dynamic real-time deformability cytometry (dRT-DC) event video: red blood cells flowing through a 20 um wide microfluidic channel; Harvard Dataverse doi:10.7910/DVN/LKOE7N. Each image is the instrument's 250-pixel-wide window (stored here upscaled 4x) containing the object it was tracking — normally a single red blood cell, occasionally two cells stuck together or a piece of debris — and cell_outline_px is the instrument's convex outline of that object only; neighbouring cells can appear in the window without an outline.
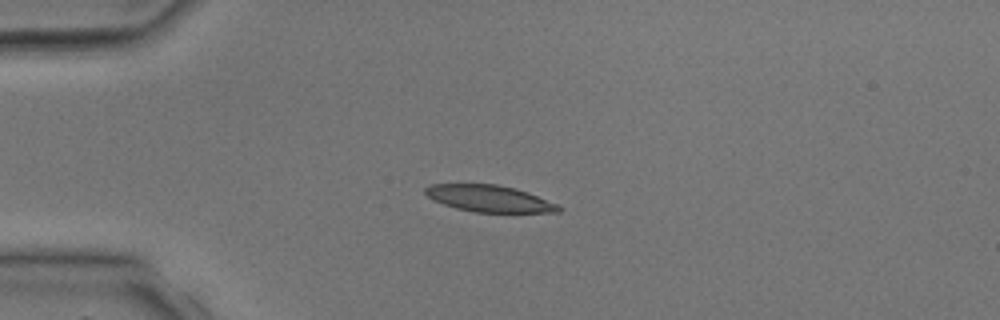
{"species": "common noctule bat (a hibernating species)", "species_latin": "Nyctalus noctula", "temperature_condition": "room temperature", "stored_images_in_passage": 2, "camera_frame_rate_fps": 3000, "um_per_image_px": 0.085, "animal": {"sex": "male", "body_mass_g": 17.9, "forearm_length_mm": 54.2}, "frame": {"image": 1, "passage_image": 2, "time_ms": 1.333, "image_size_px": [1000, 320], "cell_outline_px": [[564, 208], [560, 212], [476, 212], [456, 208], [444, 204], [428, 196], [424, 192], [424, 188], [428, 184], [496, 184], [516, 188], [528, 192], [560, 204]], "centroid_in_image_um": [41.65, 16.87], "position_along_channel_um": 43.3, "area_um2": 20.81}}